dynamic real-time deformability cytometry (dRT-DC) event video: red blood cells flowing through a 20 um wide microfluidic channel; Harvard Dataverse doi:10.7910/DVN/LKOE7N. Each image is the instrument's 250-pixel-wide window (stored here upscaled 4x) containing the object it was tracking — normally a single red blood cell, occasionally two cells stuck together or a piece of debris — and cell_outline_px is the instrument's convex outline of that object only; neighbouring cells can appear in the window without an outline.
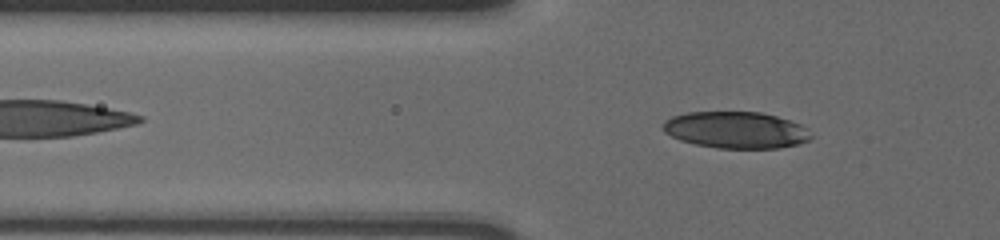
{"species": "human", "species_latin": "Homo sapiens", "temperature_condition": "cold", "stored_images_in_passage": 48, "camera_frame_rate_fps": 3000, "um_per_image_px": 0.085, "donor": {"sex": "male"}, "frame": {"image": 1, "passage_image": 10, "time_ms": 3.0, "image_size_px": [1000, 240], "cell_outline_px": [[812, 136], [808, 140], [796, 144], [780, 148], [716, 148], [696, 144], [680, 140], [664, 132], [664, 120], [672, 116], [688, 112], [760, 112], [776, 116], [800, 124]], "centroid_in_image_um": [62.52, 11.05], "position_along_channel_um": 63.3, "area_um2": 31.33}}
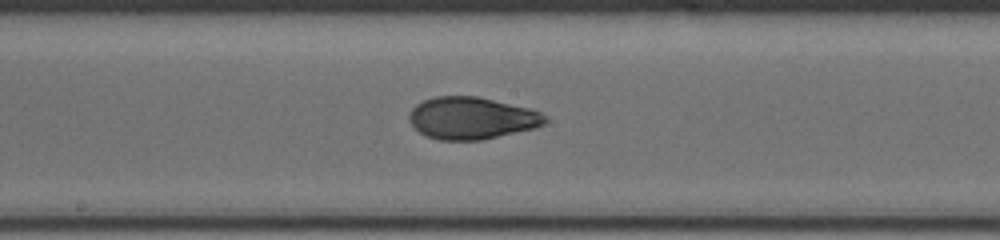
{"frame": {"image": 2, "passage_image": 23, "time_ms": 7.333, "image_size_px": [1000, 240], "cell_outline_px": [[548, 120], [544, 124], [536, 128], [484, 140], [440, 140], [424, 136], [408, 120], [408, 116], [412, 108], [416, 104], [424, 100], [436, 96], [476, 96], [528, 108], [540, 112], [548, 116]], "centroid_in_image_um": [40.1, 10.05], "position_along_channel_um": 208.1, "area_um2": 33.52}}
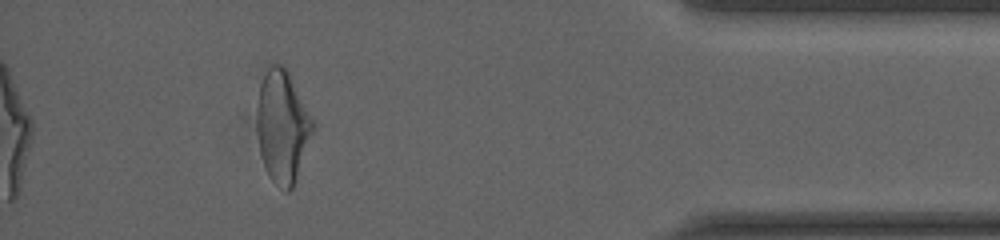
{"frame": {"image": 3, "passage_image": 43, "time_ms": 14.0, "image_size_px": [1000, 240], "cell_outline_px": [[316, 128], [292, 188], [288, 192], [284, 192], [268, 176], [260, 152], [256, 128], [256, 108], [260, 84], [268, 60], [280, 64], [288, 72], [316, 124]], "centroid_in_image_um": [24.0, 10.72], "position_along_channel_um": 411.2, "area_um2": 37.17}, "authors_computed_cell_mechanics": {"area_um2": 32.9749, "velocity_mm_per_s": 3.5946, "shape_relaxation_time_tau1_ms": 4.7089, "shape_relaxation_time_tau2_ms": 1.9452, "deformation_change_tau1": 0.1928, "deformation_change_tau2": 0.0729}}